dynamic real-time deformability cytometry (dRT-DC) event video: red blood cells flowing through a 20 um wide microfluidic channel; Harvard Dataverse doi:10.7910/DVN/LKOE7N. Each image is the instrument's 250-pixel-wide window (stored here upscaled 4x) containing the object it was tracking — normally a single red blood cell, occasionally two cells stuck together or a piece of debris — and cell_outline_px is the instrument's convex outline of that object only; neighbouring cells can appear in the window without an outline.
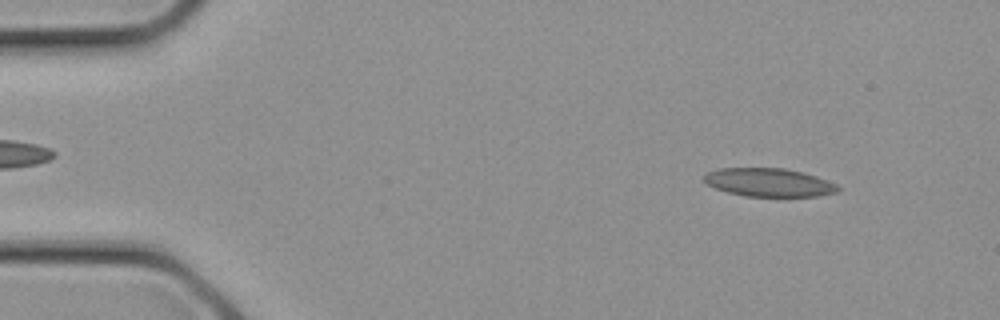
{"species": "common noctule bat (a hibernating species)", "species_latin": "Nyctalus noctula", "temperature_condition": "cold", "stored_images_in_passage": 7, "camera_frame_rate_fps": 3000, "um_per_image_px": 0.085, "animal": {"sex": "female", "body_mass_g": 21.9}, "frame": {"image": 1, "passage_image": 2, "time_ms": 0.333, "image_size_px": [1000, 320], "cell_outline_px": [[840, 188], [836, 192], [816, 196], [744, 196], [728, 192], [716, 188], [708, 184], [704, 180], [704, 176], [708, 172], [720, 168], [784, 168], [816, 176], [836, 184]], "centroid_in_image_um": [65.35, 15.5], "position_along_channel_um": 19.7, "area_um2": 21.79}}
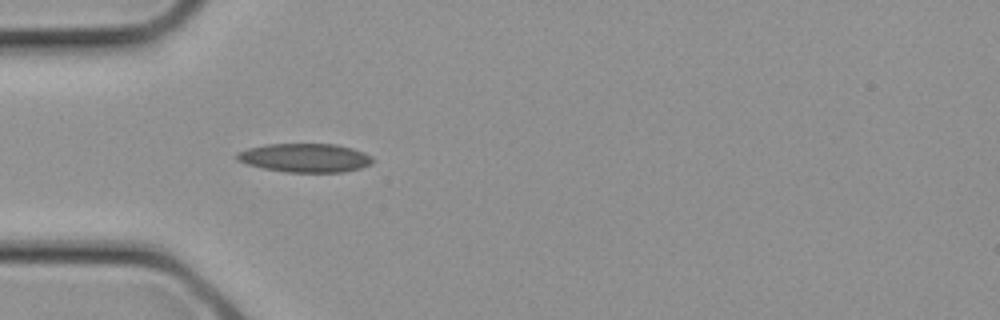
{"frame": {"image": 2, "passage_image": 7, "time_ms": 2.0, "image_size_px": [1000, 320], "cell_outline_px": [[372, 164], [360, 168], [344, 172], [288, 172], [264, 168], [248, 164], [236, 160], [232, 156], [236, 152], [248, 148], [268, 144], [336, 144], [352, 148], [364, 152], [372, 156]], "centroid_in_image_um": [25.91, 13.41], "position_along_channel_um": 59.1, "area_um2": 22.83}}